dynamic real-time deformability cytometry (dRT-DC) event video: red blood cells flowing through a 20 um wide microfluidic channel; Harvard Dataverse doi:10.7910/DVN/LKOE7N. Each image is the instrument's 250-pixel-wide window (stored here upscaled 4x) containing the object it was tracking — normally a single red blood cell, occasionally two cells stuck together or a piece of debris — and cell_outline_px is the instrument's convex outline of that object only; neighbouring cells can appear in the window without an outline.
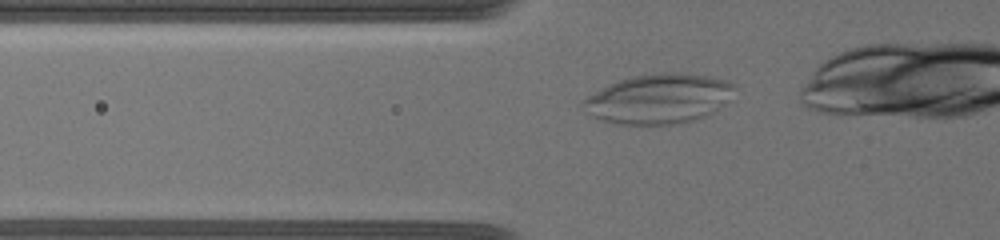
{"species": "common noctule bat (a hibernating species)", "species_latin": "Nyctalus noctula", "temperature_condition": "warm", "stored_images_in_passage": 29, "camera_frame_rate_fps": 3000, "um_per_image_px": 0.085, "animal": {"sex": "female", "body_mass_g": 19.5, "forearm_length_mm": 54.1}, "frame": {"image": 1, "passage_image": 2, "time_ms": 0.333, "image_size_px": [1000, 240], "cell_outline_px": [[732, 88], [728, 100], [712, 112], [704, 116], [692, 120], [676, 124], [620, 124], [600, 120], [592, 116], [580, 104], [588, 96], [608, 84], [628, 76], [660, 72], [680, 72], [708, 76], [728, 80], [732, 84]], "centroid_in_image_um": [55.94, 8.38], "position_along_channel_um": 69.9, "area_um2": 43.58}}
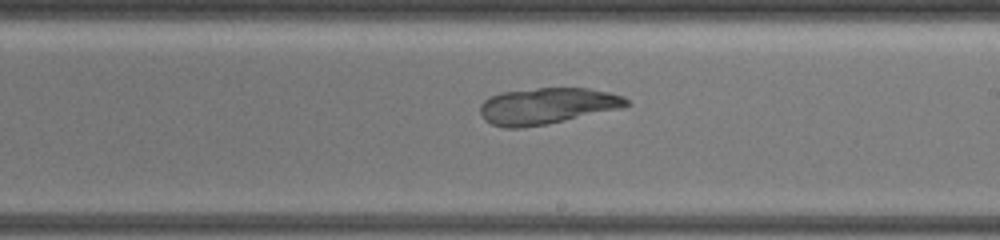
{"frame": {"image": 2, "passage_image": 17, "time_ms": 5.333, "image_size_px": [1000, 240], "cell_outline_px": [[632, 104], [624, 108], [548, 124], [520, 128], [504, 128], [492, 124], [484, 120], [480, 112], [480, 104], [484, 100], [500, 92], [536, 88], [588, 88], [608, 92], [624, 96]], "centroid_in_image_um": [46.52, 9.01], "position_along_channel_um": 242.5, "area_um2": 31.27}}
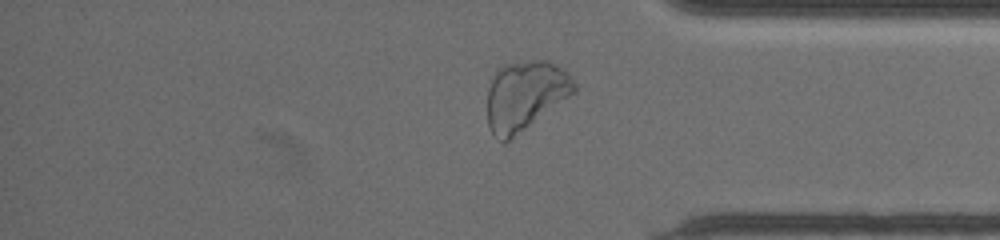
{"frame": {"image": 3, "passage_image": 26, "time_ms": 9.667, "image_size_px": [1000, 240], "cell_outline_px": [[576, 92], [504, 144], [492, 132], [488, 124], [488, 88], [496, 68], [504, 64], [528, 60], [548, 60], [564, 68], [572, 76], [576, 84]], "centroid_in_image_um": [44.66, 8.08], "position_along_channel_um": 390.5, "area_um2": 35.43}}